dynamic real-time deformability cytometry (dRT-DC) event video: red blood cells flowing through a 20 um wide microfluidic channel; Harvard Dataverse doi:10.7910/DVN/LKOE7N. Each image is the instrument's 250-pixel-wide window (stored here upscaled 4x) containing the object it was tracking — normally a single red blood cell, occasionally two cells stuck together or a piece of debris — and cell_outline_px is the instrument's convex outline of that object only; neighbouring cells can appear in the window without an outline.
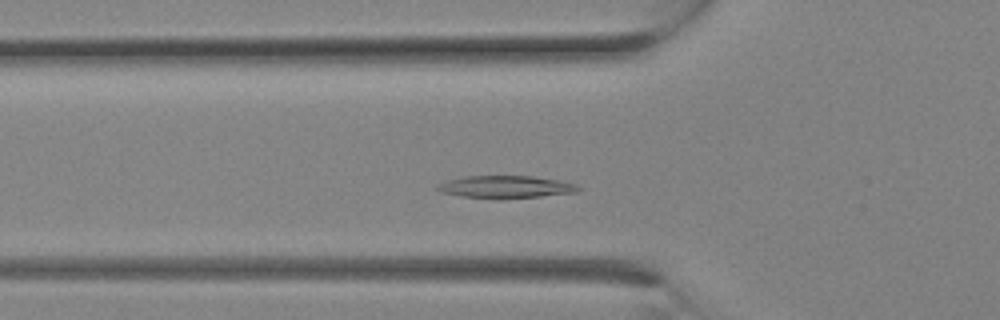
{"species": "Egyptian fruit bat (a non-hibernating species)", "species_latin": "Rousettus aegyptiacus", "temperature_condition": "room temperature", "stored_images_in_passage": 13, "camera_frame_rate_fps": 3000, "um_per_image_px": 0.085, "animal": {"sex": "female"}, "frame": {"image": 1, "passage_image": 5, "time_ms": 1.333, "image_size_px": [1000, 320], "cell_outline_px": [[580, 188], [576, 192], [540, 196], [496, 200], [460, 196], [440, 192], [436, 188], [436, 184], [444, 180], [464, 176], [532, 176], [560, 180], [576, 184]], "centroid_in_image_um": [42.9, 15.89], "position_along_channel_um": 82.9, "area_um2": 18.79}}
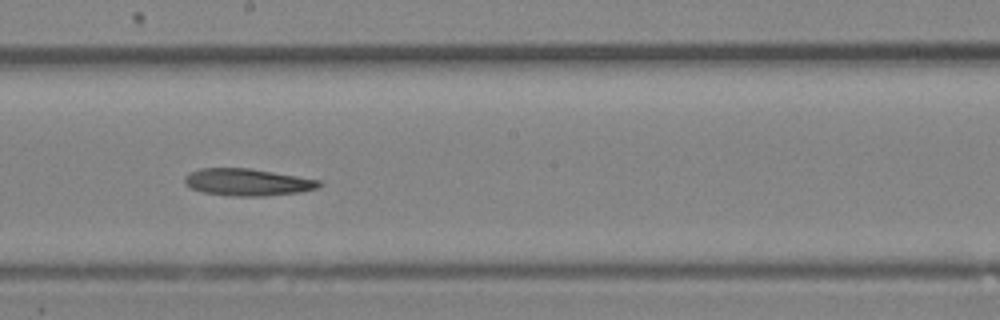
{"frame": {"image": 2, "passage_image": 10, "time_ms": 3.0, "image_size_px": [1000, 320], "cell_outline_px": [[324, 184], [316, 188], [300, 192], [264, 196], [232, 196], [204, 192], [192, 188], [184, 184], [184, 176], [188, 172], [200, 168], [252, 168], [324, 180]], "centroid_in_image_um": [21.07, 15.47], "position_along_channel_um": 227.1, "area_um2": 21.56}}
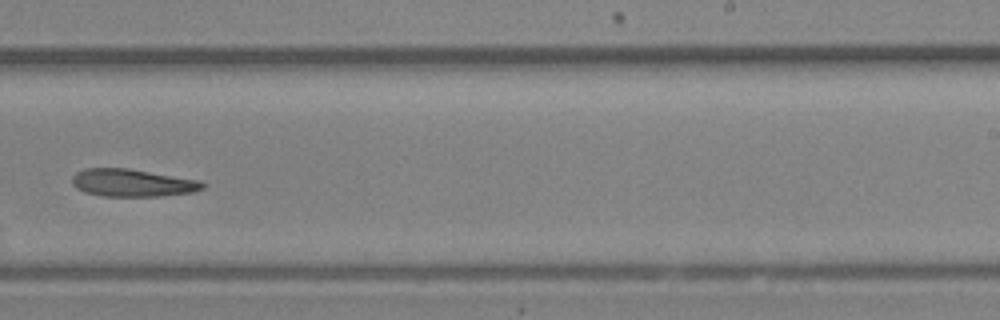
{"frame": {"image": 3, "passage_image": 12, "time_ms": 3.667, "image_size_px": [1000, 320], "cell_outline_px": [[208, 184], [204, 188], [192, 192], [160, 196], [104, 196], [84, 192], [76, 188], [72, 184], [72, 176], [76, 172], [84, 168], [128, 168], [200, 180]], "centroid_in_image_um": [11.25, 15.53], "position_along_channel_um": 277.7, "area_um2": 21.1}}